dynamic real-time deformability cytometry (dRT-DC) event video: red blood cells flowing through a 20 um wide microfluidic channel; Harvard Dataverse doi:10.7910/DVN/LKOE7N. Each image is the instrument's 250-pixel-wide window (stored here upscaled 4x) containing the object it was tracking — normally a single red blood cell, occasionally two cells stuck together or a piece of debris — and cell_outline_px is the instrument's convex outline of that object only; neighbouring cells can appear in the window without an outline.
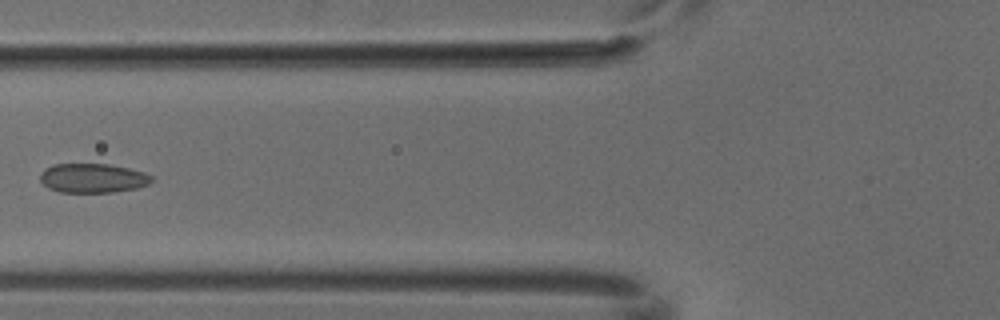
{"species": "common noctule bat (a hibernating species)", "species_latin": "Nyctalus noctula", "temperature_condition": "cold", "stored_images_in_passage": 4, "camera_frame_rate_fps": 3000, "um_per_image_px": 0.085, "animal": {"sex": "male", "body_mass_g": 18.8}, "frame": {"image": 1, "passage_image": 3, "time_ms": 0.667, "image_size_px": [1000, 320], "cell_outline_px": [[152, 180], [148, 184], [136, 188], [112, 192], [60, 192], [48, 188], [40, 180], [40, 172], [44, 168], [52, 164], [108, 164], [128, 168], [144, 172], [152, 176]], "centroid_in_image_um": [7.85, 15.13], "position_along_channel_um": 118.0, "area_um2": 19.02}}
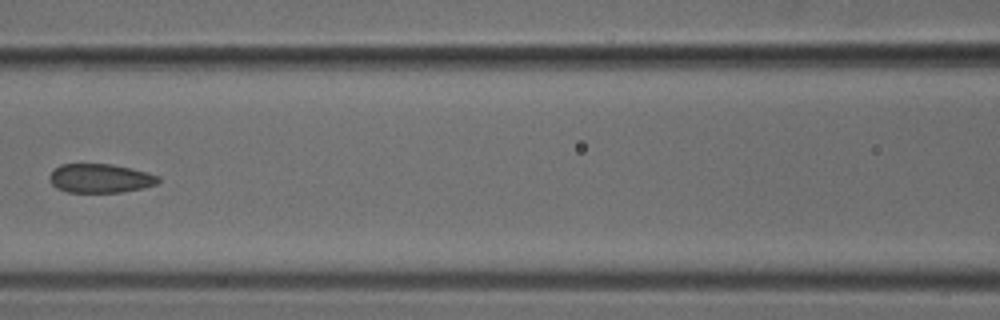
{"frame": {"image": 2, "passage_image": 4, "time_ms": 1.0, "image_size_px": [1000, 320], "cell_outline_px": [[160, 180], [156, 184], [140, 188], [120, 192], [68, 192], [56, 188], [48, 180], [48, 176], [60, 164], [112, 164], [132, 168], [148, 172], [160, 176]], "centroid_in_image_um": [8.51, 15.15], "position_along_channel_um": 158.1, "area_um2": 18.38}}